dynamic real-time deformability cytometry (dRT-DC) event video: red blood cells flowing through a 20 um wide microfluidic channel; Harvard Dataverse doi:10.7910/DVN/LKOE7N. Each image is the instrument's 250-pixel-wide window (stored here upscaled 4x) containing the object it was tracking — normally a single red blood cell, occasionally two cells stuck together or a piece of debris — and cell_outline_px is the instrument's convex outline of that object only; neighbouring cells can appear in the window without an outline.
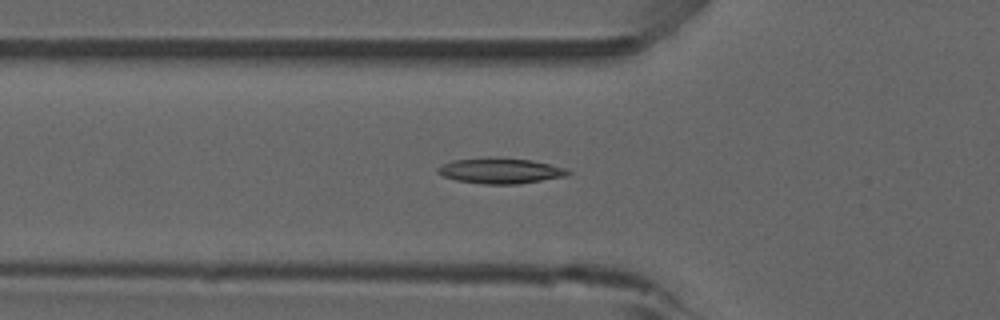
{"species": "common noctule bat (a hibernating species)", "species_latin": "Nyctalus noctula", "temperature_condition": "room temperature", "stored_images_in_passage": 40, "camera_frame_rate_fps": 3000, "um_per_image_px": 0.085, "animal": {"sex": "male", "forearm_length_mm": 52.5}, "frame": {"image": 1, "passage_image": 12, "time_ms": 3.667, "image_size_px": [1000, 320], "cell_outline_px": [[572, 172], [568, 176], [516, 184], [484, 184], [456, 180], [444, 176], [436, 172], [436, 168], [444, 164], [456, 160], [532, 160], [568, 168]], "centroid_in_image_um": [42.61, 14.56], "position_along_channel_um": 83.2, "area_um2": 18.44}}
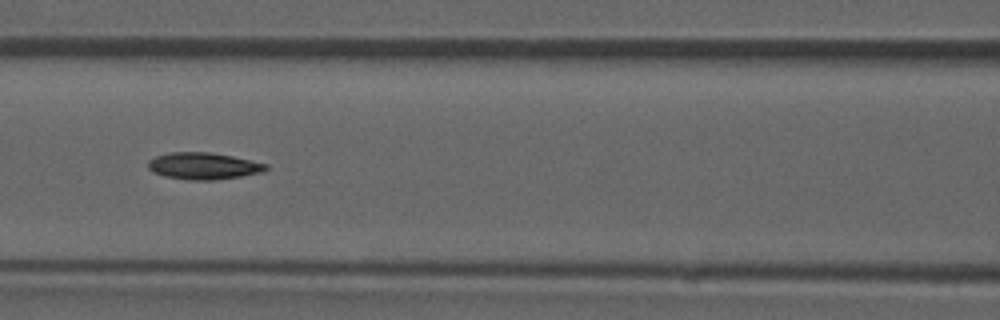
{"frame": {"image": 2, "passage_image": 17, "time_ms": 5.333, "image_size_px": [1000, 320], "cell_outline_px": [[268, 168], [264, 172], [216, 180], [188, 180], [164, 176], [152, 172], [148, 168], [148, 160], [156, 156], [172, 152], [208, 152], [232, 156], [268, 164]], "centroid_in_image_um": [17.29, 14.11], "position_along_channel_um": 149.3, "area_um2": 18.44}, "authors_computed_cell_mechanics": {"area_um2": 17.918, "velocity_mm_per_s": 3.9068, "shape_relaxation_time_tau1_ms": 5.3172, "shape_relaxation_time_tau2_ms": null, "deformation_change_tau1": 0.1602, "deformation_change_tau2": null}}